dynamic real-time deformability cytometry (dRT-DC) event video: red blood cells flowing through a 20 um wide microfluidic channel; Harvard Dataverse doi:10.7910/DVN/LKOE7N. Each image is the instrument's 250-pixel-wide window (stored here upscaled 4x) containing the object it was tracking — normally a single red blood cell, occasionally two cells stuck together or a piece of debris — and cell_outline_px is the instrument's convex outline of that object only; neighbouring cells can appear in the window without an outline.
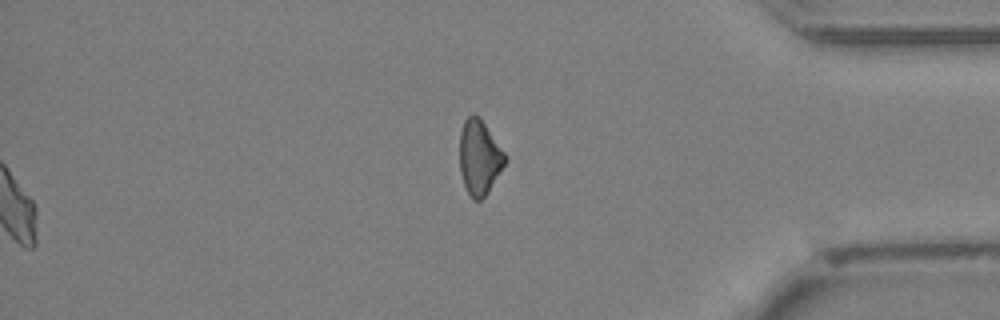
{"species": "Egyptian fruit bat (a non-hibernating species)", "species_latin": "Rousettus aegyptiacus", "temperature_condition": "cold", "stored_images_in_passage": 44, "segment_of_instrument_passage": [2, 2], "camera_frame_rate_fps": 3000, "um_per_image_px": 0.085, "animal": {"sex": "female"}, "frame": {"image": 1, "passage_image": 44, "time_ms": 14.333, "image_size_px": [1000, 320], "cell_outline_px": [[508, 160], [488, 192], [480, 200], [472, 200], [464, 184], [460, 172], [460, 132], [464, 120], [472, 112], [480, 116], [508, 156]], "centroid_in_image_um": [40.77, 13.34], "position_along_channel_um": 394.4, "area_um2": 20.11}}